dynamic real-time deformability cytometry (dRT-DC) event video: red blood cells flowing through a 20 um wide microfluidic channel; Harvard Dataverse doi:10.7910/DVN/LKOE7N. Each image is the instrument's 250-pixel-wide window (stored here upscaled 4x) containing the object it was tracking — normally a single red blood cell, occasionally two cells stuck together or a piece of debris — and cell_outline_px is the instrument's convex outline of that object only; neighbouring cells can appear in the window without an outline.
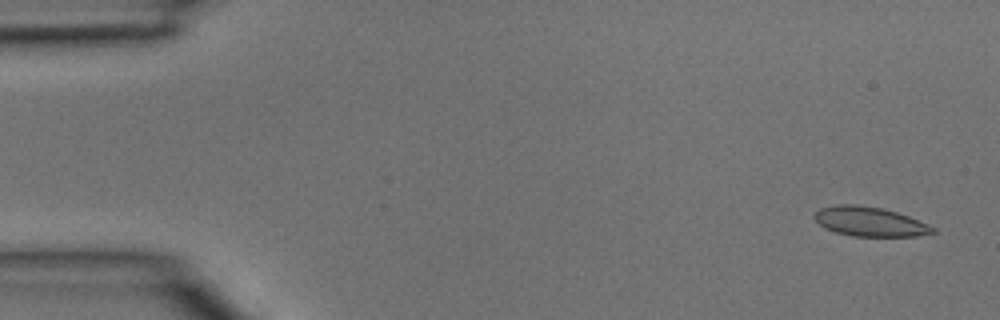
{"species": "common noctule bat (a hibernating species)", "species_latin": "Nyctalus noctula", "temperature_condition": "room temperature", "stored_images_in_passage": 3, "camera_frame_rate_fps": 3000, "um_per_image_px": 0.085, "animal": {"sex": "male", "body_mass_g": 15.6}, "frame": {"image": 1, "passage_image": 1, "time_ms": 0.0, "image_size_px": [1000, 320], "cell_outline_px": [[936, 232], [916, 236], [852, 236], [836, 232], [824, 228], [812, 216], [820, 208], [836, 204], [856, 204], [884, 208], [908, 216], [928, 224], [936, 228]], "centroid_in_image_um": [73.92, 18.83], "position_along_channel_um": 11.1, "area_um2": 20.35}}